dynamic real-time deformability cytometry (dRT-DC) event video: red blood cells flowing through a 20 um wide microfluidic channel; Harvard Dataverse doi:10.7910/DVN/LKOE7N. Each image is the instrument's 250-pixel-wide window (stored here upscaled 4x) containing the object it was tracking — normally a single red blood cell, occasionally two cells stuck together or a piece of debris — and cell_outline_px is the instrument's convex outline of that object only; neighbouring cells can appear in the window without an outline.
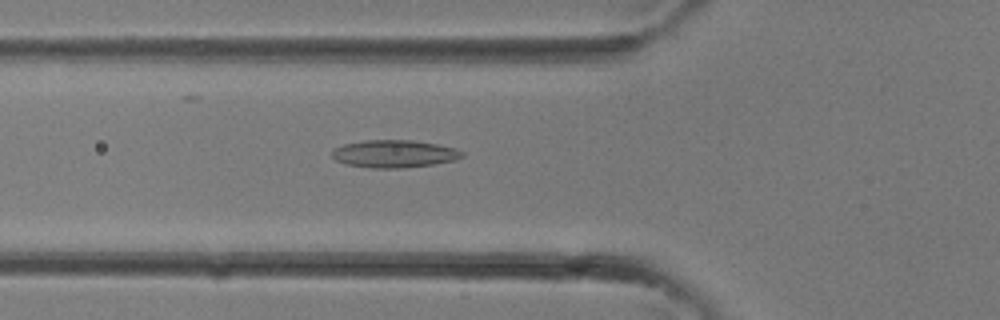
{"species": "common noctule bat (a hibernating species)", "species_latin": "Nyctalus noctula", "temperature_condition": "room temperature", "stored_images_in_passage": 33, "camera_frame_rate_fps": 3000, "um_per_image_px": 0.085, "animal": {"sex": "female"}, "frame": {"image": 1, "passage_image": 12, "time_ms": 3.667, "image_size_px": [1000, 320], "cell_outline_px": [[464, 156], [456, 160], [432, 164], [404, 168], [372, 168], [348, 164], [336, 160], [332, 156], [332, 148], [344, 144], [364, 140], [412, 140], [436, 144], [456, 148], [464, 152]], "centroid_in_image_um": [33.52, 13.07], "position_along_channel_um": 92.3, "area_um2": 20.92}}
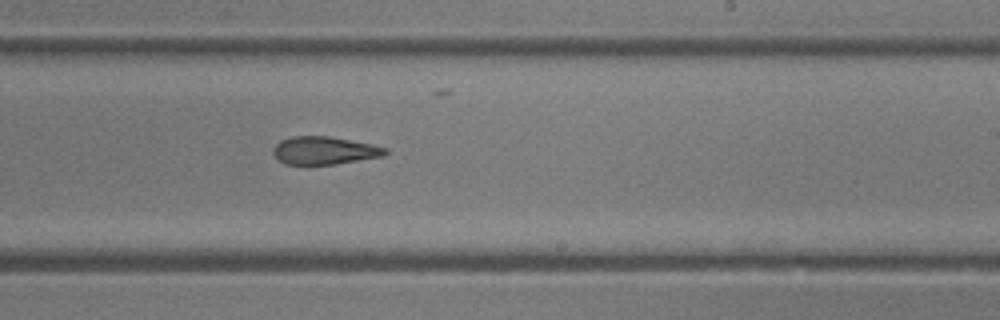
{"frame": {"image": 2, "passage_image": 20, "time_ms": 6.333, "image_size_px": [1000, 320], "cell_outline_px": [[388, 152], [384, 156], [336, 164], [284, 164], [276, 160], [272, 152], [272, 148], [280, 140], [292, 136], [328, 136], [372, 144], [388, 148]], "centroid_in_image_um": [27.54, 12.79], "position_along_channel_um": 261.5, "area_um2": 18.38}}
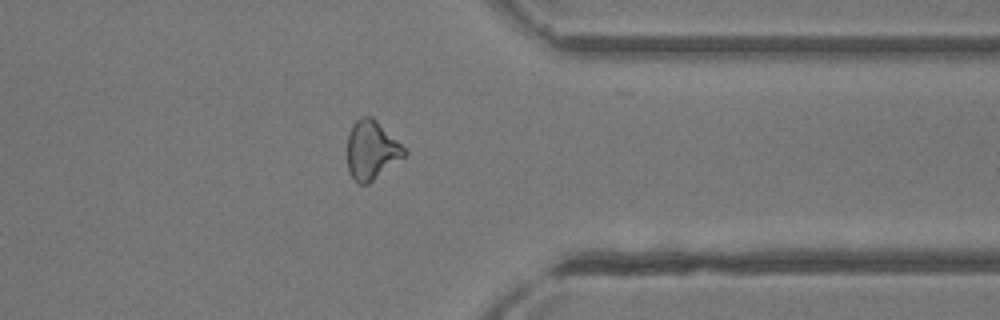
{"frame": {"image": 3, "passage_image": 26, "time_ms": 8.333, "image_size_px": [1000, 320], "cell_outline_px": [[408, 152], [404, 156], [368, 184], [360, 184], [348, 172], [348, 136], [352, 124], [360, 116], [372, 116], [408, 148]], "centroid_in_image_um": [31.61, 12.72], "position_along_channel_um": 379.8, "area_um2": 19.65}}